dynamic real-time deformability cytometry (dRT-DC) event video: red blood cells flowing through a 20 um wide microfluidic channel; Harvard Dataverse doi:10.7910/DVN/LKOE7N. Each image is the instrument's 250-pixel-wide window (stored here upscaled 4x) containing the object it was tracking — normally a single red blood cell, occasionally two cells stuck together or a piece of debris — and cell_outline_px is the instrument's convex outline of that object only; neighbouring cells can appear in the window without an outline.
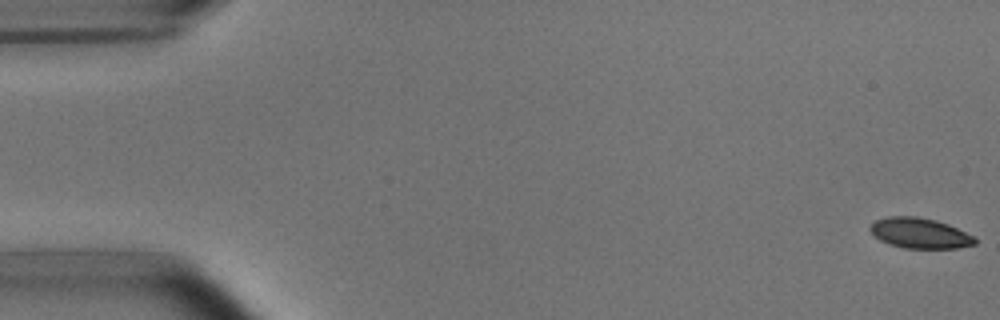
{"species": "common noctule bat (a hibernating species)", "species_latin": "Nyctalus noctula", "temperature_condition": "room temperature", "stored_images_in_passage": 53, "camera_frame_rate_fps": 3000, "um_per_image_px": 0.085, "animal": {"sex": "male", "body_mass_g": 15.6}, "frame": {"image": 1, "passage_image": 1, "time_ms": 0.0, "image_size_px": [1000, 320], "cell_outline_px": [[976, 244], [956, 248], [904, 248], [888, 244], [880, 240], [868, 228], [876, 220], [888, 216], [916, 216], [936, 220], [948, 224], [972, 236], [976, 240]], "centroid_in_image_um": [78.16, 19.81], "position_along_channel_um": 6.8, "area_um2": 18.38}}
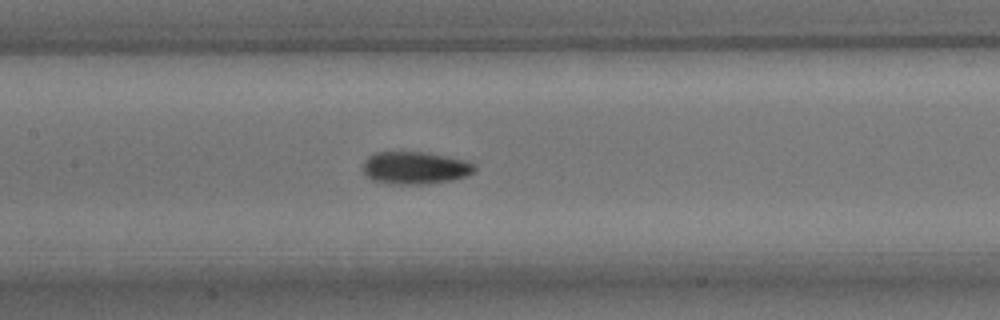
{"frame": {"image": 2, "passage_image": 25, "time_ms": 8.0, "image_size_px": [1000, 320], "cell_outline_px": [[476, 168], [468, 176], [452, 180], [420, 184], [388, 184], [372, 180], [364, 172], [364, 160], [368, 156], [376, 152], [424, 152], [468, 160]], "centroid_in_image_um": [35.28, 14.27], "position_along_channel_um": 172.1, "area_um2": 21.1}}
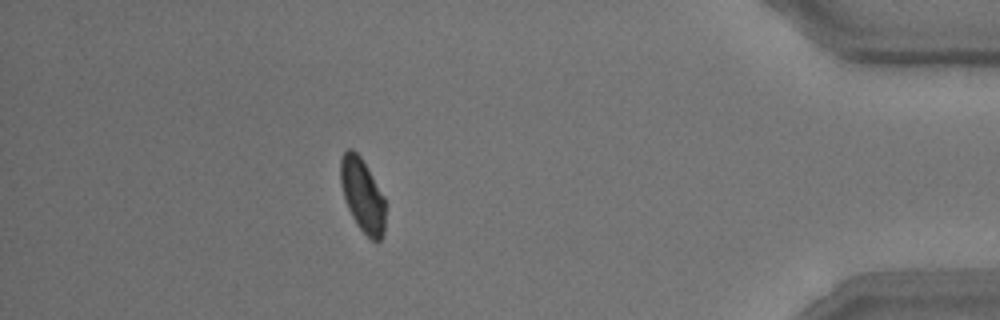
{"frame": {"image": 3, "passage_image": 47, "time_ms": 15.333, "image_size_px": [1000, 320], "cell_outline_px": [[384, 232], [380, 240], [376, 244], [356, 224], [348, 208], [340, 184], [340, 160], [344, 152], [348, 148], [352, 148], [360, 156], [384, 196]], "centroid_in_image_um": [30.79, 16.59], "position_along_channel_um": 404.4, "area_um2": 19.02}, "authors_computed_cell_mechanics": {"area_um2": 20.0566, "velocity_mm_per_s": 3.8131, "shape_relaxation_time_tau1_ms": 2.5199, "shape_relaxation_time_tau2_ms": 4.5137, "deformation_change_tau1": 0.0909, "deformation_change_tau2": 0.0867}}